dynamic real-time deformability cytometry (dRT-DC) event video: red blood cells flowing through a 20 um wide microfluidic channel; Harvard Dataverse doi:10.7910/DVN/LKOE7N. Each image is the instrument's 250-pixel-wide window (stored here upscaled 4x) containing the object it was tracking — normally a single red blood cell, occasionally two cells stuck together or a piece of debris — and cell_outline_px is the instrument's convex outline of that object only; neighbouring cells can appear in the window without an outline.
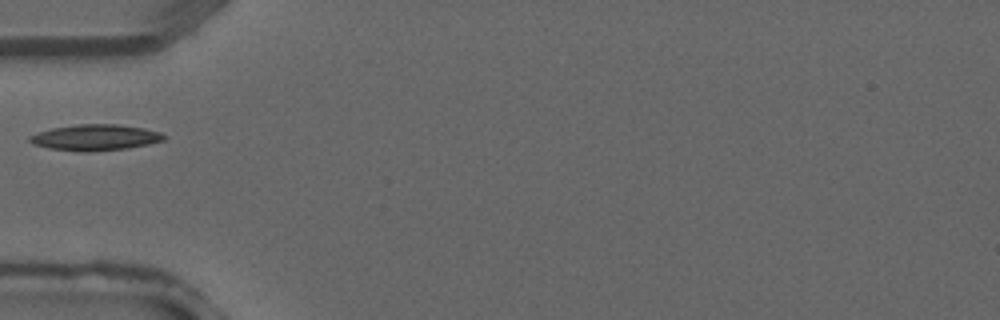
{"species": "common noctule bat (a hibernating species)", "species_latin": "Nyctalus noctula", "temperature_condition": "warm", "stored_images_in_passage": 2, "camera_frame_rate_fps": 3000, "um_per_image_px": 0.085, "animal": {"sex": "male", "forearm_length_mm": 52.5}, "frame": {"image": 1, "passage_image": 2, "time_ms": 0.333, "image_size_px": [1000, 320], "cell_outline_px": [[164, 140], [148, 144], [124, 148], [88, 152], [80, 152], [48, 148], [36, 144], [28, 140], [28, 136], [52, 128], [76, 124], [116, 124], [144, 128], [160, 132], [164, 136]], "centroid_in_image_um": [8.08, 11.68], "position_along_channel_um": 76.9, "area_um2": 20.11}}